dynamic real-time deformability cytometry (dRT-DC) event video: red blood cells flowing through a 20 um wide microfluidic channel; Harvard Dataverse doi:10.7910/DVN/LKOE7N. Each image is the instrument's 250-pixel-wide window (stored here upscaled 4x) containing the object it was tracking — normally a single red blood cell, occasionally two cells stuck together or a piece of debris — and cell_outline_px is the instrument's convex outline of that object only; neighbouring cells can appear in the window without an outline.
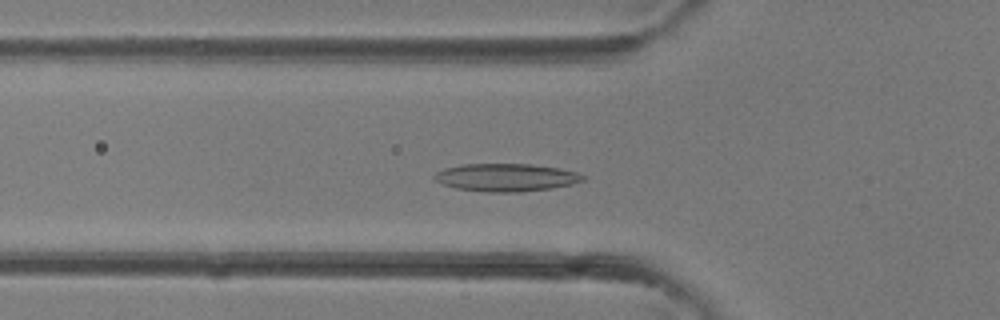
{"species": "common noctule bat (a hibernating species)", "species_latin": "Nyctalus noctula", "temperature_condition": "room temperature", "stored_images_in_passage": 40, "camera_frame_rate_fps": 3000, "um_per_image_px": 0.085, "animal": {"sex": "female"}, "frame": {"image": 1, "passage_image": 13, "time_ms": 4.0, "image_size_px": [1000, 320], "cell_outline_px": [[588, 176], [584, 180], [572, 184], [552, 188], [520, 192], [488, 192], [456, 188], [444, 184], [436, 180], [432, 176], [436, 172], [444, 168], [464, 164], [532, 164], [560, 168], [576, 172]], "centroid_in_image_um": [43.05, 15.08], "position_along_channel_um": 82.7, "area_um2": 24.1}}
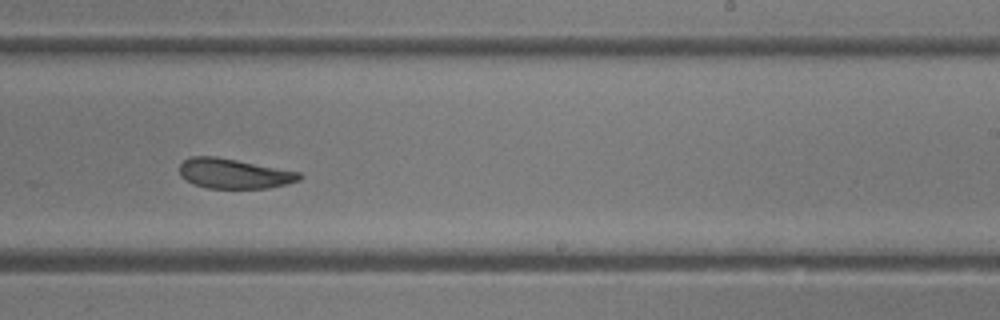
{"frame": {"image": 2, "passage_image": 24, "time_ms": 7.667, "image_size_px": [1000, 320], "cell_outline_px": [[304, 176], [300, 180], [288, 184], [268, 188], [208, 188], [192, 184], [180, 176], [180, 164], [184, 160], [192, 156], [216, 156], [300, 172]], "centroid_in_image_um": [19.9, 14.76], "position_along_channel_um": 269.1, "area_um2": 20.98}}
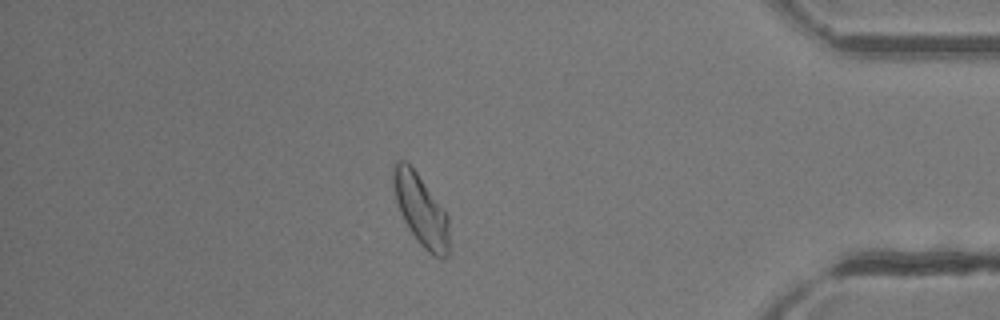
{"frame": {"image": 3, "passage_image": 34, "time_ms": 11.0, "image_size_px": [1000, 320], "cell_outline_px": [[448, 256], [440, 260], [432, 256], [416, 240], [408, 228], [400, 212], [396, 200], [392, 180], [392, 164], [396, 160], [404, 160], [416, 172], [444, 208], [448, 216]], "centroid_in_image_um": [35.77, 17.86], "position_along_channel_um": 399.4, "area_um2": 23.29}}